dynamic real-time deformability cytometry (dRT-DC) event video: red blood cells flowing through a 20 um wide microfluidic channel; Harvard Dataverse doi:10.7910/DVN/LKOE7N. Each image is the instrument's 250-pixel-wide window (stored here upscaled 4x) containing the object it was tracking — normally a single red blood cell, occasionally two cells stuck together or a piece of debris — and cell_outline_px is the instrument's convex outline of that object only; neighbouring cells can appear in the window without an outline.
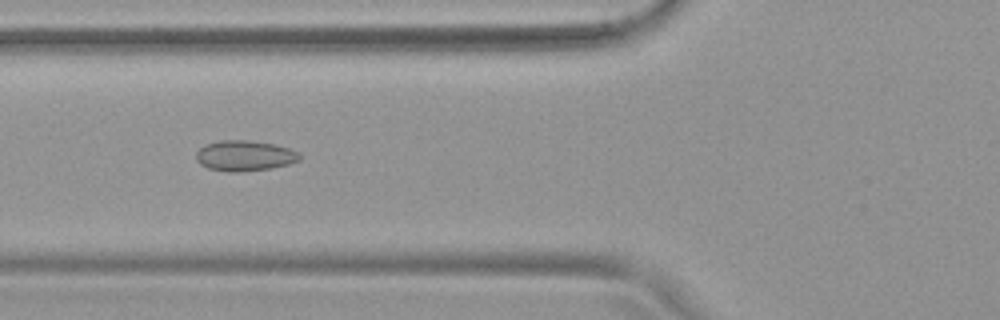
{"species": "common noctule bat (a hibernating species)", "species_latin": "Nyctalus noctula", "temperature_condition": "warm", "stored_images_in_passage": 46, "camera_frame_rate_fps": 3000, "um_per_image_px": 0.085, "animal": {"sex": "female", "body_mass_g": 19.9}, "frame": {"image": 1, "passage_image": 13, "time_ms": 4.0, "image_size_px": [1000, 320], "cell_outline_px": [[300, 160], [288, 164], [272, 168], [236, 172], [228, 172], [208, 168], [200, 164], [196, 160], [196, 152], [204, 144], [220, 140], [248, 140], [276, 144], [288, 148], [296, 152], [300, 156]], "centroid_in_image_um": [20.76, 13.23], "position_along_channel_um": 105.0, "area_um2": 18.44}}
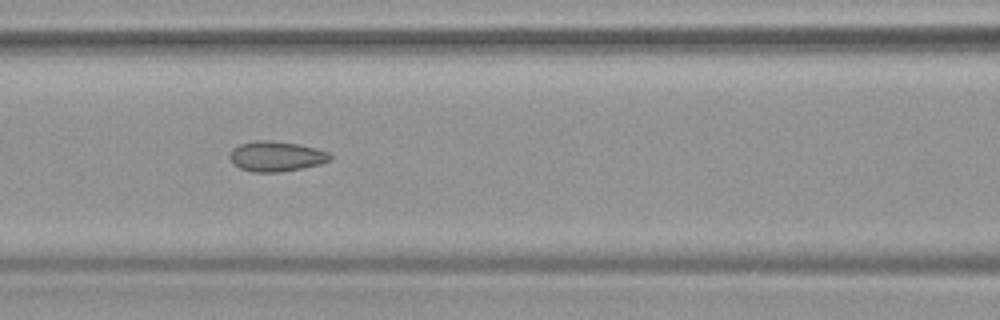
{"frame": {"image": 2, "passage_image": 16, "time_ms": 5.0, "image_size_px": [1000, 320], "cell_outline_px": [[332, 160], [320, 164], [280, 172], [252, 172], [240, 168], [228, 156], [232, 148], [240, 144], [256, 140], [272, 140], [300, 144], [316, 148], [328, 152], [332, 156]], "centroid_in_image_um": [23.49, 13.27], "position_along_channel_um": 143.1, "area_um2": 17.69}}
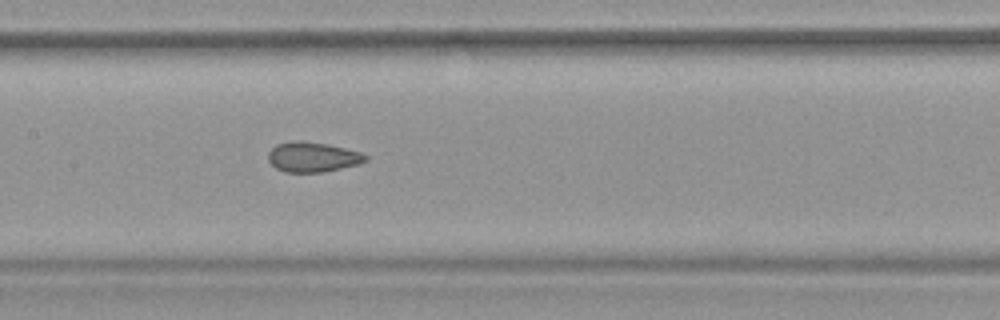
{"frame": {"image": 3, "passage_image": 19, "time_ms": 6.0, "image_size_px": [1000, 320], "cell_outline_px": [[368, 160], [360, 164], [324, 172], [284, 172], [276, 168], [268, 160], [268, 152], [276, 144], [292, 140], [300, 140], [328, 144], [360, 152], [368, 156]], "centroid_in_image_um": [26.57, 13.34], "position_along_channel_um": 180.8, "area_um2": 17.17}, "authors_computed_cell_mechanics": {"area_um2": 18.0047, "velocity_mm_per_s": 3.7795, "shape_relaxation_time_tau1_ms": null, "shape_relaxation_time_tau2_ms": 1.8508, "deformation_change_tau1": null, "deformation_change_tau2": 0.0769}}